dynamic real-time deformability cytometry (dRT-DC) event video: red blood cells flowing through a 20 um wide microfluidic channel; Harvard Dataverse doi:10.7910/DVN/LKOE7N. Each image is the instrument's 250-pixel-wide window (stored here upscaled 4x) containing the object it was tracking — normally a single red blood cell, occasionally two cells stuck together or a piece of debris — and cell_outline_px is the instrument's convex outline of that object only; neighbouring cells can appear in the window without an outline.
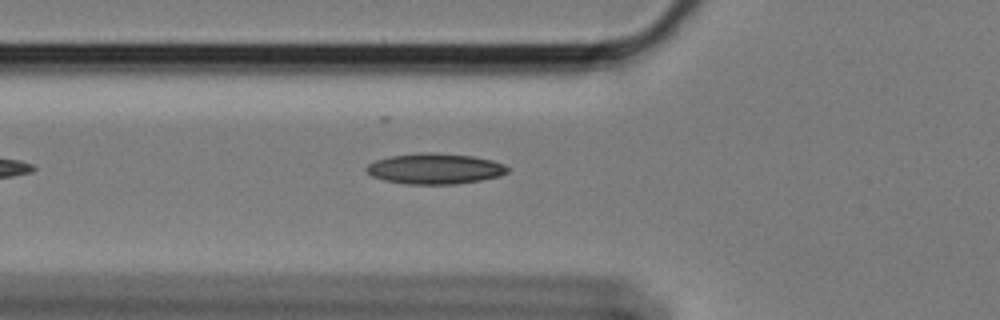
{"species": "Egyptian fruit bat (a non-hibernating species)", "species_latin": "Rousettus aegyptiacus", "temperature_condition": "cold", "stored_images_in_passage": 17, "camera_frame_rate_fps": 3000, "um_per_image_px": 0.085, "animal": {"sex": "female"}, "frame": {"image": 1, "passage_image": 2, "time_ms": 0.333, "image_size_px": [1000, 320], "cell_outline_px": [[508, 172], [500, 176], [480, 180], [456, 184], [404, 184], [384, 180], [372, 176], [364, 168], [368, 164], [376, 160], [392, 156], [420, 152], [432, 152], [472, 156], [492, 160], [504, 164], [508, 168]], "centroid_in_image_um": [36.96, 14.34], "position_along_channel_um": 88.8, "area_um2": 25.2}}
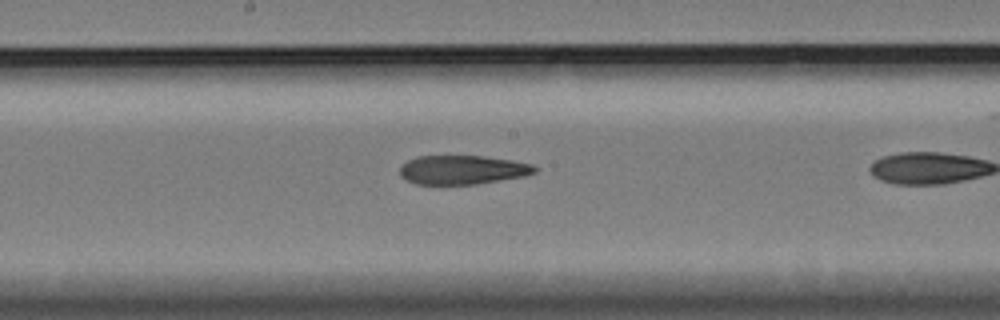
{"frame": {"image": 2, "passage_image": 9, "time_ms": 2.667, "image_size_px": [1000, 320], "cell_outline_px": [[536, 172], [524, 176], [476, 184], [416, 184], [400, 176], [400, 168], [408, 160], [416, 156], [484, 156], [512, 160], [532, 164], [536, 168]], "centroid_in_image_um": [39.31, 14.43], "position_along_channel_um": 208.9, "area_um2": 22.66}}
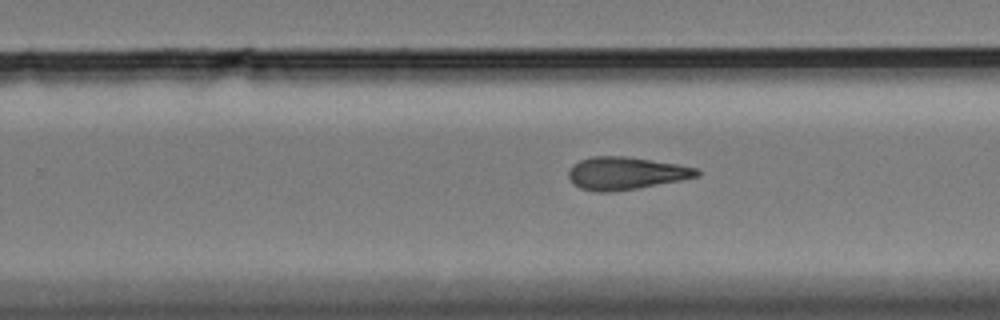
{"frame": {"image": 3, "passage_image": 15, "time_ms": 4.667, "image_size_px": [1000, 320], "cell_outline_px": [[700, 176], [680, 180], [636, 188], [612, 192], [596, 192], [580, 188], [572, 184], [568, 176], [568, 172], [572, 164], [580, 160], [592, 156], [624, 156], [680, 164], [696, 168], [700, 172]], "centroid_in_image_um": [53.16, 14.72], "position_along_channel_um": 276.6, "area_um2": 24.45}}